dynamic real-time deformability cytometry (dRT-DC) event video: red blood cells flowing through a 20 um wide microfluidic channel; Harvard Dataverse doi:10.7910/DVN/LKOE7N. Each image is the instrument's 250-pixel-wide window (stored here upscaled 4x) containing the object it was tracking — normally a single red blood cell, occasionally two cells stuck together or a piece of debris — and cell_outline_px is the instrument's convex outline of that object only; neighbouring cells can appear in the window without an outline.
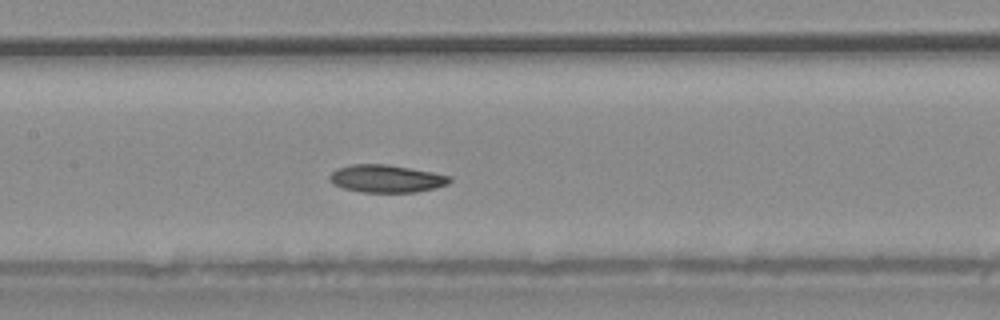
{"species": "common noctule bat (a hibernating species)", "species_latin": "Nyctalus noctula", "temperature_condition": "warm", "stored_images_in_passage": 19, "camera_frame_rate_fps": 3000, "um_per_image_px": 0.085, "animal": {"sex": "male", "body_mass_g": 20.4}, "frame": {"image": 1, "passage_image": 14, "time_ms": 4.333, "image_size_px": [1000, 320], "cell_outline_px": [[452, 180], [448, 184], [436, 188], [416, 192], [364, 192], [344, 188], [332, 184], [328, 180], [328, 176], [336, 168], [352, 164], [388, 164], [432, 172], [452, 176]], "centroid_in_image_um": [32.83, 15.18], "position_along_channel_um": 174.6, "area_um2": 19.48}}